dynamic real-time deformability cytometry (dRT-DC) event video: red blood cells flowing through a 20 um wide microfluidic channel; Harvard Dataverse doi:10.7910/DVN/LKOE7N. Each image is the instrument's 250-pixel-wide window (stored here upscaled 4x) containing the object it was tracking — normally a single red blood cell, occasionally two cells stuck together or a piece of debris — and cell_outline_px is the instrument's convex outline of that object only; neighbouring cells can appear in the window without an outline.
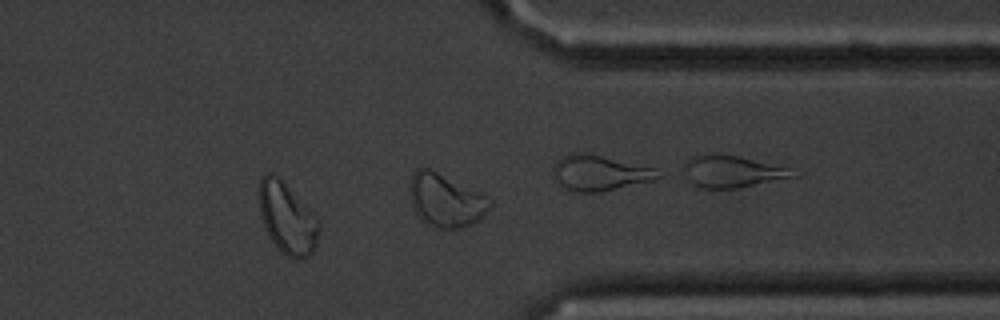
{"species": "common noctule bat (a hibernating species)", "species_latin": "Nyctalus noctula", "temperature_condition": "cold", "stored_images_in_passage": 44, "camera_frame_rate_fps": 3000, "um_per_image_px": 0.085, "animal": {"sex": "male", "body_mass_g": 20.1, "forearm_length_mm": 53.5}, "frame": {"image": 1, "passage_image": 32, "time_ms": 10.333, "image_size_px": [1000, 320], "cell_outline_px": [[320, 232], [316, 248], [308, 256], [300, 260], [292, 260], [284, 256], [280, 252], [268, 236], [264, 228], [260, 216], [260, 176], [264, 172], [272, 172], [312, 208], [320, 216]], "centroid_in_image_um": [24.46, 18.59], "position_along_channel_um": 386.9, "area_um2": 25.84}, "authors_computed_cell_mechanics": {"area_um2": 19.074, "velocity_mm_per_s": 3.2911, "shape_relaxation_time_tau1_ms": 3.427, "shape_relaxation_time_tau2_ms": 1.6839, "deformation_change_tau1": 0.1156, "deformation_change_tau2": 0.077}}